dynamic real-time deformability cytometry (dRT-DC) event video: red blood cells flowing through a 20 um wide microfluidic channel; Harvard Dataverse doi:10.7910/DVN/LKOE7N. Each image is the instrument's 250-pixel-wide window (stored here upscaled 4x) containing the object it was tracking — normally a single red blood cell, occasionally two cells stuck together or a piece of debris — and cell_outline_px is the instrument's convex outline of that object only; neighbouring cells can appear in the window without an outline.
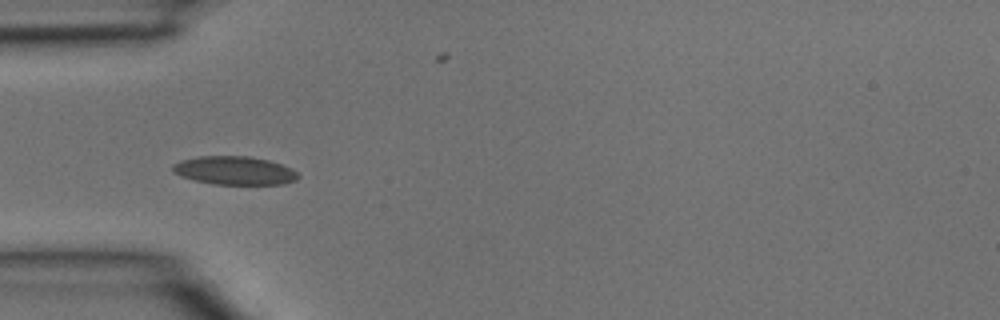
{"species": "common noctule bat (a hibernating species)", "species_latin": "Nyctalus noctula", "temperature_condition": "room temperature", "stored_images_in_passage": 29, "camera_frame_rate_fps": 3000, "um_per_image_px": 0.085, "animal": {"sex": "male", "body_mass_g": 15.6}, "frame": {"image": 1, "passage_image": 1, "time_ms": 0.0, "image_size_px": [1000, 320], "cell_outline_px": [[300, 176], [296, 180], [284, 184], [212, 184], [180, 176], [172, 172], [172, 164], [180, 160], [196, 156], [248, 156], [268, 160], [280, 164], [296, 172]], "centroid_in_image_um": [19.88, 14.49], "position_along_channel_um": 65.1, "area_um2": 20.75}}
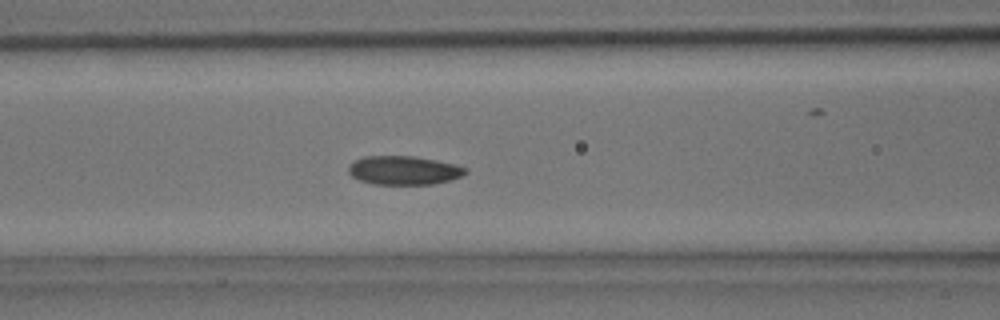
{"frame": {"image": 2, "passage_image": 5, "time_ms": 1.333, "image_size_px": [1000, 320], "cell_outline_px": [[468, 172], [460, 176], [448, 180], [432, 184], [372, 184], [360, 180], [352, 176], [348, 172], [348, 164], [352, 160], [364, 156], [416, 156], [456, 164], [468, 168]], "centroid_in_image_um": [34.29, 14.46], "position_along_channel_um": 132.3, "area_um2": 19.77}}